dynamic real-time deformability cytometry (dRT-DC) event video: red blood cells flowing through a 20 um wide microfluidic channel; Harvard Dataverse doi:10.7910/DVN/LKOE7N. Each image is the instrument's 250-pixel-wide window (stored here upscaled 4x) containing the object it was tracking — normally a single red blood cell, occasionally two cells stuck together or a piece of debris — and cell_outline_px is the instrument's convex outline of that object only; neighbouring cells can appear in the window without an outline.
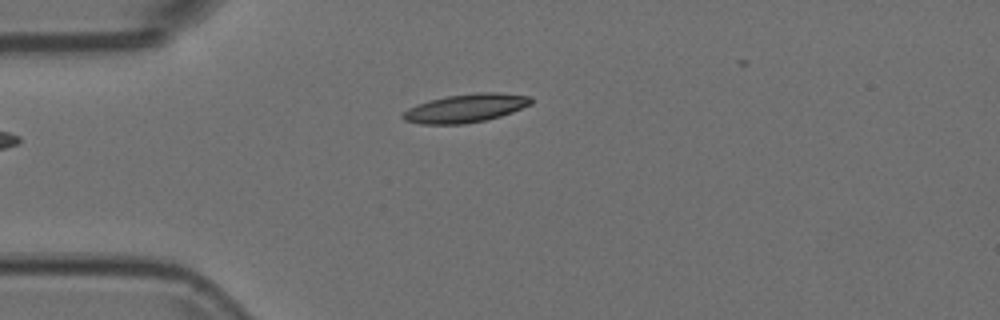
{"species": "Egyptian fruit bat (a non-hibernating species)", "species_latin": "Rousettus aegyptiacus", "temperature_condition": "room temperature", "stored_images_in_passage": 34, "camera_frame_rate_fps": 3000, "um_per_image_px": 0.085, "animal": {"sex": "female"}, "frame": {"image": 1, "passage_image": 1, "time_ms": 0.0, "image_size_px": [1000, 320], "cell_outline_px": [[532, 104], [512, 112], [500, 116], [484, 120], [464, 124], [420, 124], [404, 120], [400, 116], [408, 108], [428, 100], [448, 96], [476, 92], [496, 92], [532, 96]], "centroid_in_image_um": [39.58, 9.19], "position_along_channel_um": 45.4, "area_um2": 21.27}}
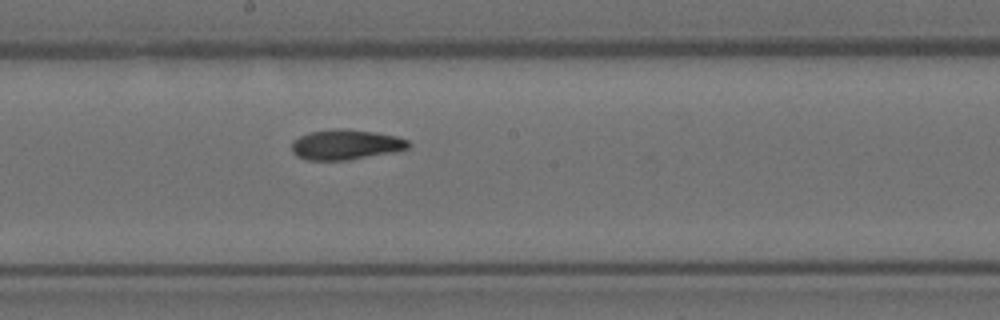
{"frame": {"image": 2, "passage_image": 16, "time_ms": 5.0, "image_size_px": [1000, 320], "cell_outline_px": [[412, 144], [408, 148], [392, 152], [348, 160], [308, 160], [296, 156], [292, 152], [292, 140], [308, 132], [336, 128], [340, 128], [376, 132], [396, 136], [408, 140]], "centroid_in_image_um": [29.37, 12.28], "position_along_channel_um": 218.8, "area_um2": 20.58}}
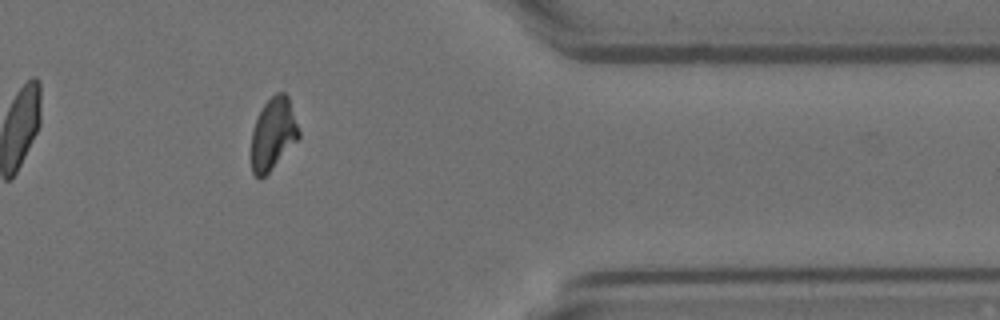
{"frame": {"image": 3, "passage_image": 31, "time_ms": 10.0, "image_size_px": [1000, 320], "cell_outline_px": [[300, 136], [268, 172], [260, 180], [252, 172], [252, 132], [256, 120], [264, 104], [276, 92], [284, 92], [288, 96], [300, 132]], "centroid_in_image_um": [23.22, 11.36], "position_along_channel_um": 388.2, "area_um2": 19.42}}